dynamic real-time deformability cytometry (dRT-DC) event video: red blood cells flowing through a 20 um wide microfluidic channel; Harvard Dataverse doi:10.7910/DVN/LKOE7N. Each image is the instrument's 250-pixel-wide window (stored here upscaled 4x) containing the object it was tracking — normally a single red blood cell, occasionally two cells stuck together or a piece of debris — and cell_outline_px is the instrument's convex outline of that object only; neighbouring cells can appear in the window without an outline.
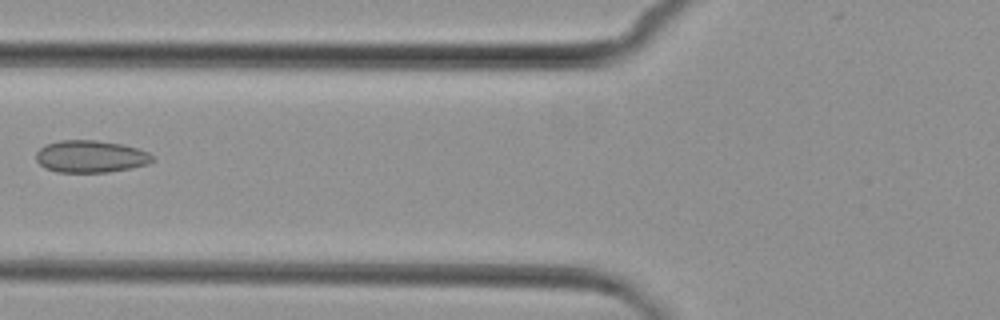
{"species": "common noctule bat (a hibernating species)", "species_latin": "Nyctalus noctula", "temperature_condition": "cold", "stored_images_in_passage": 7, "camera_frame_rate_fps": 3000, "um_per_image_px": 0.085, "animal": {"sex": "female", "body_mass_g": 29.2, "forearm_length_mm": 56.3}, "frame": {"image": 1, "passage_image": 6, "time_ms": 7.0, "image_size_px": [1000, 320], "cell_outline_px": [[156, 160], [148, 164], [132, 168], [108, 172], [56, 172], [44, 168], [36, 160], [36, 152], [44, 144], [60, 140], [96, 140], [120, 144], [136, 148], [148, 152], [156, 156]], "centroid_in_image_um": [7.71, 13.3], "position_along_channel_um": 118.1, "area_um2": 22.08}}
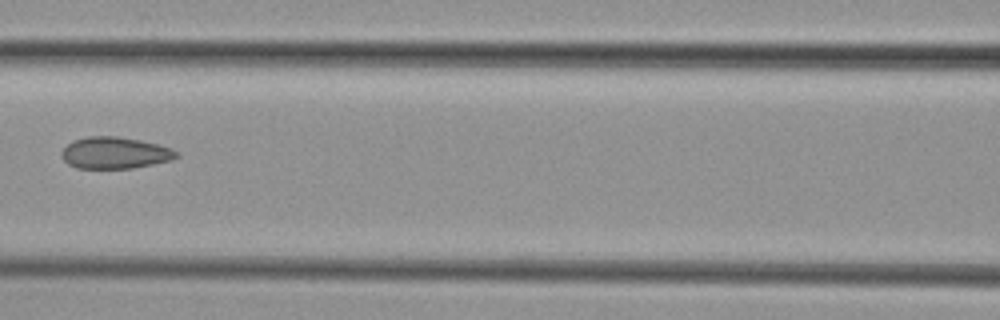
{"frame": {"image": 2, "passage_image": 7, "time_ms": 8.0, "image_size_px": [1000, 320], "cell_outline_px": [[180, 156], [172, 160], [132, 168], [76, 168], [68, 164], [60, 156], [60, 152], [72, 140], [88, 136], [116, 136], [140, 140], [160, 144], [172, 148]], "centroid_in_image_um": [9.76, 12.99], "position_along_channel_um": 156.8, "area_um2": 21.33}}